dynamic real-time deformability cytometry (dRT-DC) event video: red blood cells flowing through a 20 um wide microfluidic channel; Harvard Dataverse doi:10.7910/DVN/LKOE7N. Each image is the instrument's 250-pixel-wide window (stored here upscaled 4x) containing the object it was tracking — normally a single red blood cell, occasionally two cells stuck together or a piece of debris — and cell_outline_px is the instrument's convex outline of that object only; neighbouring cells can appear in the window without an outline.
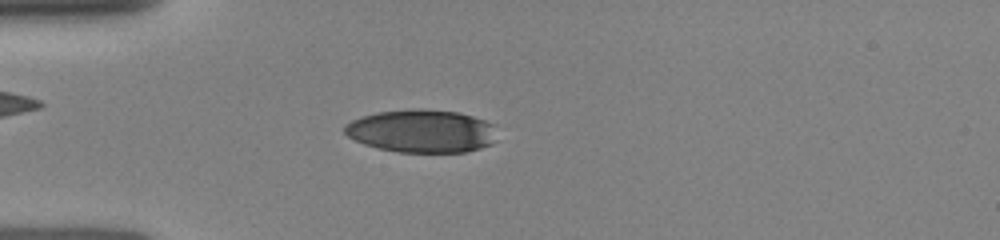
{"species": "human", "species_latin": "Homo sapiens", "temperature_condition": "room temperature", "stored_images_in_passage": 5, "camera_frame_rate_fps": 3000, "um_per_image_px": 0.085, "donor": {"sex": "female"}, "frame": {"image": 1, "passage_image": 4, "time_ms": 3.667, "image_size_px": [1000, 240], "cell_outline_px": [[496, 140], [492, 144], [480, 148], [464, 152], [400, 152], [380, 148], [364, 144], [348, 136], [344, 132], [344, 124], [352, 120], [376, 112], [420, 108], [460, 112], [496, 124]], "centroid_in_image_um": [35.89, 11.13], "position_along_channel_um": 49.1, "area_um2": 38.38}}